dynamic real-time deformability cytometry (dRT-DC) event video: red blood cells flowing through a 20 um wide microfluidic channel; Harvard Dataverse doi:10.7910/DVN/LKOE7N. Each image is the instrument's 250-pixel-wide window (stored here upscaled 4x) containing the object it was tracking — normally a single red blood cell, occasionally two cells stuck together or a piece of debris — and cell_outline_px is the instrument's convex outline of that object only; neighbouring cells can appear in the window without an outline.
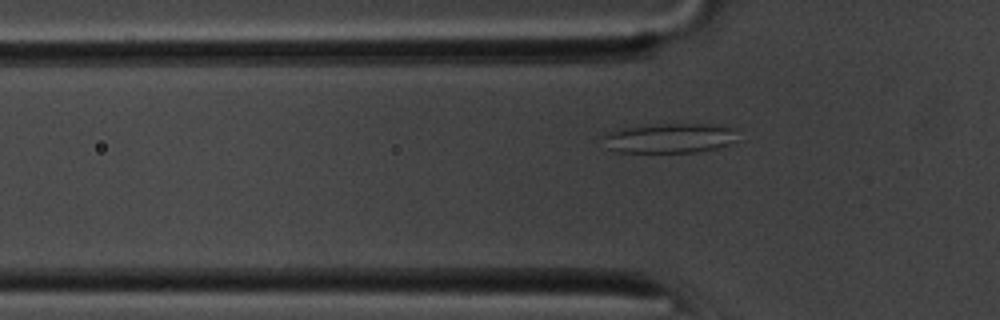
{"species": "common noctule bat (a hibernating species)", "species_latin": "Nyctalus noctula", "temperature_condition": "room temperature", "stored_images_in_passage": 39, "camera_frame_rate_fps": 3000, "um_per_image_px": 0.085, "animal": {"sex": "male", "body_mass_g": 20.1, "forearm_length_mm": 53.5}, "frame": {"image": 1, "passage_image": 2, "time_ms": 0.333, "image_size_px": [1000, 320], "cell_outline_px": [[736, 140], [728, 144], [716, 148], [696, 152], [616, 152], [608, 148], [604, 136], [604, 132], [624, 128], [660, 124], [712, 124], [736, 128]], "centroid_in_image_um": [56.94, 11.74], "position_along_channel_um": 68.9, "area_um2": 23.18}}
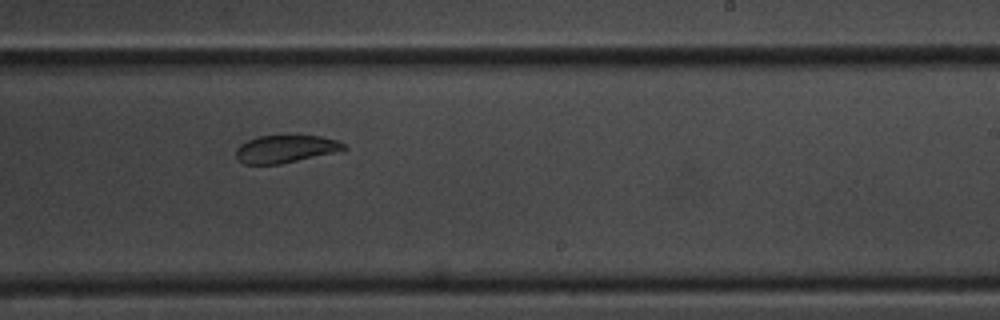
{"frame": {"image": 2, "passage_image": 18, "time_ms": 5.667, "image_size_px": [1000, 320], "cell_outline_px": [[348, 148], [332, 152], [280, 164], [244, 164], [236, 156], [236, 148], [240, 144], [248, 140], [260, 136], [320, 136], [336, 140], [344, 144]], "centroid_in_image_um": [24.22, 12.66], "position_along_channel_um": 264.8, "area_um2": 16.88}}
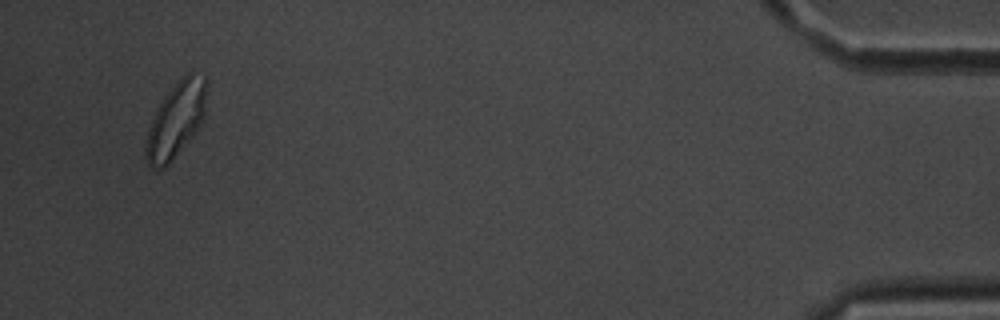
{"frame": {"image": 3, "passage_image": 37, "time_ms": 12.0, "image_size_px": [1000, 320], "cell_outline_px": [[208, 92], [204, 120], [192, 136], [172, 160], [164, 168], [152, 168], [148, 164], [144, 156], [144, 148], [148, 128], [152, 116], [156, 108], [164, 96], [188, 72], [204, 76], [208, 80]], "centroid_in_image_um": [14.97, 10.19], "position_along_channel_um": 420.2, "area_um2": 26.99}, "authors_computed_cell_mechanics": {"area_um2": 19.2474, "velocity_mm_per_s": 3.6663, "shape_relaxation_time_tau1_ms": 6.3268, "shape_relaxation_time_tau2_ms": 2.0197, "deformation_change_tau1": 0.154, "deformation_change_tau2": 0.0615}}